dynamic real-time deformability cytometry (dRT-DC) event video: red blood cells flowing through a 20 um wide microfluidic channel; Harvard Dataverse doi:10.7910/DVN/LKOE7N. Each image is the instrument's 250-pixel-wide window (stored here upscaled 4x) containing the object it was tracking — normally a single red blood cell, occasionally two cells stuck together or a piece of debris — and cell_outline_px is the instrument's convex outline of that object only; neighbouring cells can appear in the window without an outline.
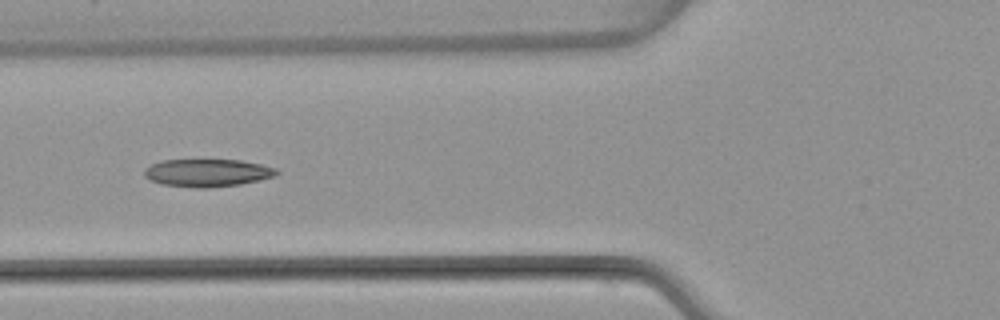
{"species": "common noctule bat (a hibernating species)", "species_latin": "Nyctalus noctula", "temperature_condition": "warm", "stored_images_in_passage": 7, "camera_frame_rate_fps": 3000, "um_per_image_px": 0.085, "animal": {"sex": "female", "body_mass_g": 22.7, "forearm_length_mm": 54.2}, "frame": {"image": 1, "passage_image": 5, "time_ms": 5.667, "image_size_px": [1000, 320], "cell_outline_px": [[280, 172], [276, 176], [260, 180], [240, 184], [208, 188], [200, 188], [160, 184], [144, 176], [144, 168], [160, 160], [240, 160], [260, 164], [276, 168]], "centroid_in_image_um": [17.64, 14.69], "position_along_channel_um": 108.2, "area_um2": 21.39}}
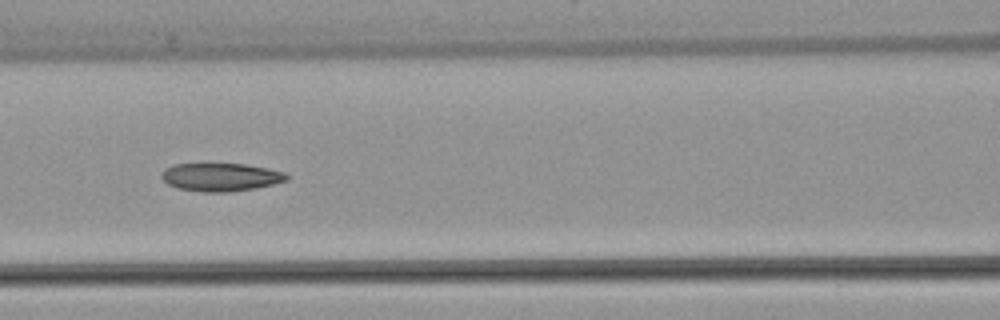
{"frame": {"image": 2, "passage_image": 6, "time_ms": 6.667, "image_size_px": [1000, 320], "cell_outline_px": [[288, 180], [256, 188], [228, 192], [204, 192], [176, 188], [168, 184], [160, 176], [164, 168], [176, 164], [244, 164], [268, 168], [284, 172], [288, 176]], "centroid_in_image_um": [18.75, 15.05], "position_along_channel_um": 147.9, "area_um2": 20.46}}
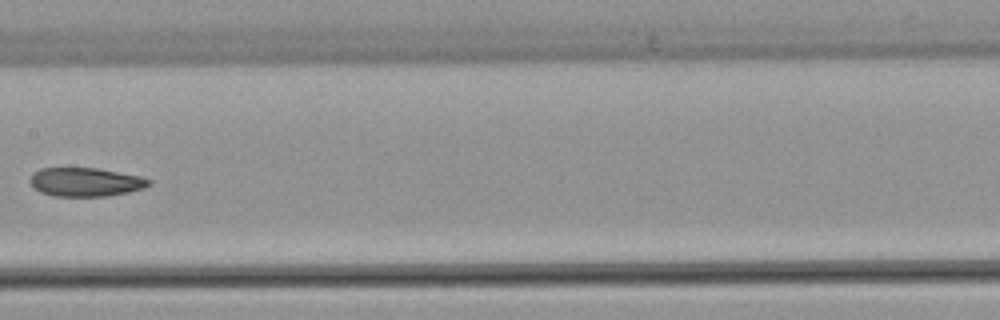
{"frame": {"image": 3, "passage_image": 7, "time_ms": 8.0, "image_size_px": [1000, 320], "cell_outline_px": [[152, 184], [144, 188], [128, 192], [108, 196], [52, 196], [40, 192], [32, 188], [28, 180], [32, 172], [40, 168], [100, 168], [140, 176], [152, 180]], "centroid_in_image_um": [7.24, 15.47], "position_along_channel_um": 200.2, "area_um2": 20.29}}